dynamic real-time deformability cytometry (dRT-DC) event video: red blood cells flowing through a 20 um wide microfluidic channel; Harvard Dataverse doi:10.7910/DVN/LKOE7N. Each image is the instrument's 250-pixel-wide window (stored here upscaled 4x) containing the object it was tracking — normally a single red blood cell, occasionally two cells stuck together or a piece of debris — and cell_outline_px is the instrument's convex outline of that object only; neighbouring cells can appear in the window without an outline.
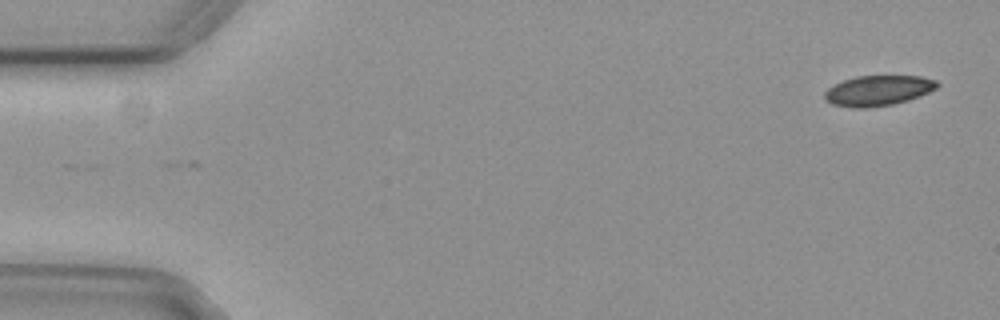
{"species": "common noctule bat (a hibernating species)", "species_latin": "Nyctalus noctula", "temperature_condition": "cold", "stored_images_in_passage": 54, "camera_frame_rate_fps": 3000, "um_per_image_px": 0.085, "animal": {"sex": "female", "body_mass_g": 29.2, "forearm_length_mm": 56.3}, "frame": {"image": 1, "passage_image": 1, "time_ms": 0.0, "image_size_px": [1000, 320], "cell_outline_px": [[940, 84], [936, 88], [920, 96], [908, 100], [892, 104], [864, 108], [852, 108], [832, 104], [824, 100], [824, 92], [828, 88], [844, 80], [856, 76], [920, 76], [936, 80]], "centroid_in_image_um": [74.62, 7.7], "position_along_channel_um": 10.4, "area_um2": 19.83}}
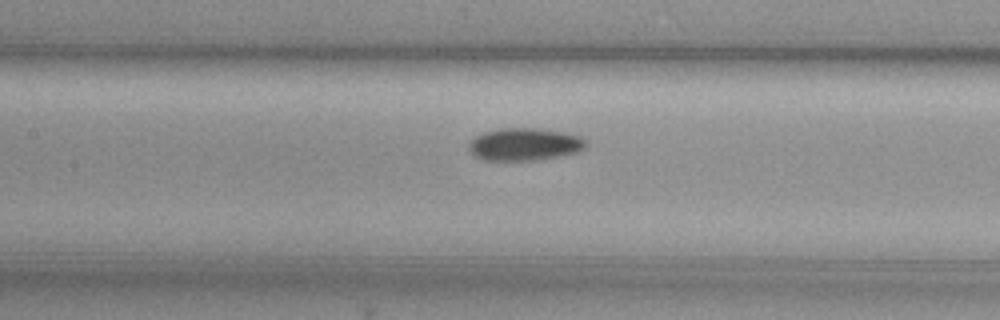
{"frame": {"image": 2, "passage_image": 24, "time_ms": 7.667, "image_size_px": [1000, 320], "cell_outline_px": [[588, 144], [584, 148], [576, 152], [540, 160], [484, 160], [472, 156], [468, 148], [468, 144], [476, 136], [484, 132], [500, 128], [540, 128], [564, 132], [580, 136], [588, 140]], "centroid_in_image_um": [44.59, 12.26], "position_along_channel_um": 162.8, "area_um2": 22.43}}
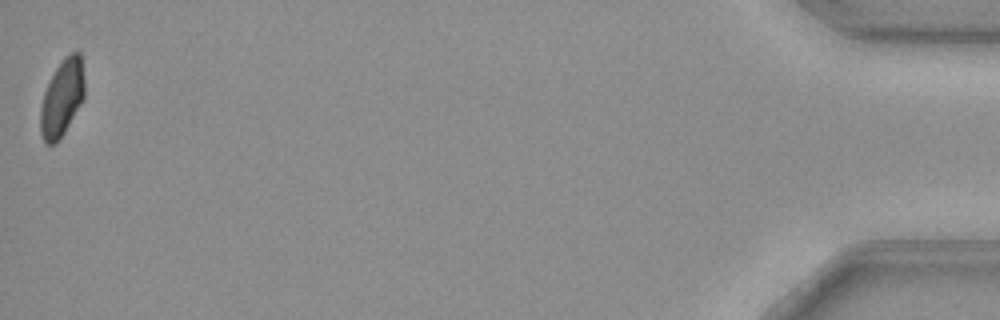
{"frame": {"image": 3, "passage_image": 54, "time_ms": 17.667, "image_size_px": [1000, 320], "cell_outline_px": [[84, 100], [64, 132], [52, 144], [44, 144], [40, 132], [40, 108], [44, 92], [56, 68], [72, 52], [80, 52], [84, 80]], "centroid_in_image_um": [5.27, 8.36], "position_along_channel_um": 429.9, "area_um2": 19.36}, "authors_computed_cell_mechanics": {"area_um2": 21.2993, "velocity_mm_per_s": 3.7055, "shape_relaxation_time_tau1_ms": 4.227, "shape_relaxation_time_tau2_ms": null, "deformation_change_tau1": 0.0919, "deformation_change_tau2": null}}